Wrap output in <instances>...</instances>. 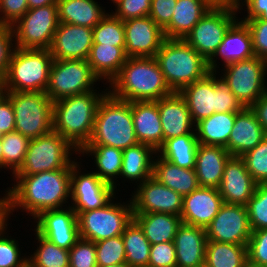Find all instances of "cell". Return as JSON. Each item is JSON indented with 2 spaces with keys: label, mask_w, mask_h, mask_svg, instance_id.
Instances as JSON below:
<instances>
[{
  "label": "cell",
  "mask_w": 267,
  "mask_h": 267,
  "mask_svg": "<svg viewBox=\"0 0 267 267\" xmlns=\"http://www.w3.org/2000/svg\"><path fill=\"white\" fill-rule=\"evenodd\" d=\"M7 187L10 215L19 210L34 219L46 210L70 206L71 166L32 175H13ZM65 204V205H64ZM32 217V218H31Z\"/></svg>",
  "instance_id": "1"
},
{
  "label": "cell",
  "mask_w": 267,
  "mask_h": 267,
  "mask_svg": "<svg viewBox=\"0 0 267 267\" xmlns=\"http://www.w3.org/2000/svg\"><path fill=\"white\" fill-rule=\"evenodd\" d=\"M108 91L127 102L157 101L174 93L154 57L127 58Z\"/></svg>",
  "instance_id": "2"
},
{
  "label": "cell",
  "mask_w": 267,
  "mask_h": 267,
  "mask_svg": "<svg viewBox=\"0 0 267 267\" xmlns=\"http://www.w3.org/2000/svg\"><path fill=\"white\" fill-rule=\"evenodd\" d=\"M53 102V130L68 140L78 151L91 138L96 111L108 87Z\"/></svg>",
  "instance_id": "3"
},
{
  "label": "cell",
  "mask_w": 267,
  "mask_h": 267,
  "mask_svg": "<svg viewBox=\"0 0 267 267\" xmlns=\"http://www.w3.org/2000/svg\"><path fill=\"white\" fill-rule=\"evenodd\" d=\"M138 143L131 102L116 98L108 91L98 105L93 132L85 145H106L125 150Z\"/></svg>",
  "instance_id": "4"
},
{
  "label": "cell",
  "mask_w": 267,
  "mask_h": 267,
  "mask_svg": "<svg viewBox=\"0 0 267 267\" xmlns=\"http://www.w3.org/2000/svg\"><path fill=\"white\" fill-rule=\"evenodd\" d=\"M154 58L173 92L179 93L210 73L208 61L184 39L166 38Z\"/></svg>",
  "instance_id": "5"
},
{
  "label": "cell",
  "mask_w": 267,
  "mask_h": 267,
  "mask_svg": "<svg viewBox=\"0 0 267 267\" xmlns=\"http://www.w3.org/2000/svg\"><path fill=\"white\" fill-rule=\"evenodd\" d=\"M179 94L185 99L194 124L214 113H239L245 108L217 72L185 86Z\"/></svg>",
  "instance_id": "6"
},
{
  "label": "cell",
  "mask_w": 267,
  "mask_h": 267,
  "mask_svg": "<svg viewBox=\"0 0 267 267\" xmlns=\"http://www.w3.org/2000/svg\"><path fill=\"white\" fill-rule=\"evenodd\" d=\"M53 61L49 49L15 47L2 78L8 92H46Z\"/></svg>",
  "instance_id": "7"
},
{
  "label": "cell",
  "mask_w": 267,
  "mask_h": 267,
  "mask_svg": "<svg viewBox=\"0 0 267 267\" xmlns=\"http://www.w3.org/2000/svg\"><path fill=\"white\" fill-rule=\"evenodd\" d=\"M115 195L101 208L88 211H75L77 214L80 238L98 242L120 236L133 219L131 199ZM116 199V200H115ZM123 200V202H122Z\"/></svg>",
  "instance_id": "8"
},
{
  "label": "cell",
  "mask_w": 267,
  "mask_h": 267,
  "mask_svg": "<svg viewBox=\"0 0 267 267\" xmlns=\"http://www.w3.org/2000/svg\"><path fill=\"white\" fill-rule=\"evenodd\" d=\"M77 155L79 151L58 132L52 130L48 134L30 139L24 162L14 175H32L69 168L79 159Z\"/></svg>",
  "instance_id": "9"
},
{
  "label": "cell",
  "mask_w": 267,
  "mask_h": 267,
  "mask_svg": "<svg viewBox=\"0 0 267 267\" xmlns=\"http://www.w3.org/2000/svg\"><path fill=\"white\" fill-rule=\"evenodd\" d=\"M216 72L245 108L267 92V61L257 56L232 62Z\"/></svg>",
  "instance_id": "10"
},
{
  "label": "cell",
  "mask_w": 267,
  "mask_h": 267,
  "mask_svg": "<svg viewBox=\"0 0 267 267\" xmlns=\"http://www.w3.org/2000/svg\"><path fill=\"white\" fill-rule=\"evenodd\" d=\"M15 114V131L35 139L53 130V101L45 92H8Z\"/></svg>",
  "instance_id": "11"
},
{
  "label": "cell",
  "mask_w": 267,
  "mask_h": 267,
  "mask_svg": "<svg viewBox=\"0 0 267 267\" xmlns=\"http://www.w3.org/2000/svg\"><path fill=\"white\" fill-rule=\"evenodd\" d=\"M98 84L100 79L93 73L87 60L54 59L45 93L55 102L96 90Z\"/></svg>",
  "instance_id": "12"
},
{
  "label": "cell",
  "mask_w": 267,
  "mask_h": 267,
  "mask_svg": "<svg viewBox=\"0 0 267 267\" xmlns=\"http://www.w3.org/2000/svg\"><path fill=\"white\" fill-rule=\"evenodd\" d=\"M59 24L57 4L29 9L12 26L19 49H49Z\"/></svg>",
  "instance_id": "13"
},
{
  "label": "cell",
  "mask_w": 267,
  "mask_h": 267,
  "mask_svg": "<svg viewBox=\"0 0 267 267\" xmlns=\"http://www.w3.org/2000/svg\"><path fill=\"white\" fill-rule=\"evenodd\" d=\"M81 162L85 160L79 158L71 165L70 206L74 211L101 208L119 193Z\"/></svg>",
  "instance_id": "14"
},
{
  "label": "cell",
  "mask_w": 267,
  "mask_h": 267,
  "mask_svg": "<svg viewBox=\"0 0 267 267\" xmlns=\"http://www.w3.org/2000/svg\"><path fill=\"white\" fill-rule=\"evenodd\" d=\"M237 8H211L184 39L207 61L217 51L230 26L239 18Z\"/></svg>",
  "instance_id": "15"
},
{
  "label": "cell",
  "mask_w": 267,
  "mask_h": 267,
  "mask_svg": "<svg viewBox=\"0 0 267 267\" xmlns=\"http://www.w3.org/2000/svg\"><path fill=\"white\" fill-rule=\"evenodd\" d=\"M205 231L209 241L247 245L252 234L247 207L223 203Z\"/></svg>",
  "instance_id": "16"
},
{
  "label": "cell",
  "mask_w": 267,
  "mask_h": 267,
  "mask_svg": "<svg viewBox=\"0 0 267 267\" xmlns=\"http://www.w3.org/2000/svg\"><path fill=\"white\" fill-rule=\"evenodd\" d=\"M133 213H168L180 216L183 196L153 176L134 187L129 195Z\"/></svg>",
  "instance_id": "17"
},
{
  "label": "cell",
  "mask_w": 267,
  "mask_h": 267,
  "mask_svg": "<svg viewBox=\"0 0 267 267\" xmlns=\"http://www.w3.org/2000/svg\"><path fill=\"white\" fill-rule=\"evenodd\" d=\"M30 222L38 234L67 250L80 238L77 214L71 206L43 211Z\"/></svg>",
  "instance_id": "18"
},
{
  "label": "cell",
  "mask_w": 267,
  "mask_h": 267,
  "mask_svg": "<svg viewBox=\"0 0 267 267\" xmlns=\"http://www.w3.org/2000/svg\"><path fill=\"white\" fill-rule=\"evenodd\" d=\"M127 57H155L166 39L163 30L149 17L123 21Z\"/></svg>",
  "instance_id": "19"
},
{
  "label": "cell",
  "mask_w": 267,
  "mask_h": 267,
  "mask_svg": "<svg viewBox=\"0 0 267 267\" xmlns=\"http://www.w3.org/2000/svg\"><path fill=\"white\" fill-rule=\"evenodd\" d=\"M93 45V28L59 23L49 48L57 60H87Z\"/></svg>",
  "instance_id": "20"
},
{
  "label": "cell",
  "mask_w": 267,
  "mask_h": 267,
  "mask_svg": "<svg viewBox=\"0 0 267 267\" xmlns=\"http://www.w3.org/2000/svg\"><path fill=\"white\" fill-rule=\"evenodd\" d=\"M252 36L246 23L240 17L230 26L217 51L208 60L210 72L218 71L220 66L254 57ZM218 59V60H217ZM221 60V62H219Z\"/></svg>",
  "instance_id": "21"
},
{
  "label": "cell",
  "mask_w": 267,
  "mask_h": 267,
  "mask_svg": "<svg viewBox=\"0 0 267 267\" xmlns=\"http://www.w3.org/2000/svg\"><path fill=\"white\" fill-rule=\"evenodd\" d=\"M257 183L239 156H231L225 164L223 177L217 188L224 203L246 206Z\"/></svg>",
  "instance_id": "22"
},
{
  "label": "cell",
  "mask_w": 267,
  "mask_h": 267,
  "mask_svg": "<svg viewBox=\"0 0 267 267\" xmlns=\"http://www.w3.org/2000/svg\"><path fill=\"white\" fill-rule=\"evenodd\" d=\"M223 203L217 188L199 186L190 194L183 196L180 214L182 223L206 228Z\"/></svg>",
  "instance_id": "23"
},
{
  "label": "cell",
  "mask_w": 267,
  "mask_h": 267,
  "mask_svg": "<svg viewBox=\"0 0 267 267\" xmlns=\"http://www.w3.org/2000/svg\"><path fill=\"white\" fill-rule=\"evenodd\" d=\"M163 143L174 137L196 134L185 99L177 92L158 100Z\"/></svg>",
  "instance_id": "24"
},
{
  "label": "cell",
  "mask_w": 267,
  "mask_h": 267,
  "mask_svg": "<svg viewBox=\"0 0 267 267\" xmlns=\"http://www.w3.org/2000/svg\"><path fill=\"white\" fill-rule=\"evenodd\" d=\"M156 154L157 151L152 146L144 143H138L123 150L122 169L119 179L113 185L114 190L117 193L121 191L119 189L120 179L122 185L125 184V181L130 185L135 183L134 188L153 176V161Z\"/></svg>",
  "instance_id": "25"
},
{
  "label": "cell",
  "mask_w": 267,
  "mask_h": 267,
  "mask_svg": "<svg viewBox=\"0 0 267 267\" xmlns=\"http://www.w3.org/2000/svg\"><path fill=\"white\" fill-rule=\"evenodd\" d=\"M173 242L177 267H204L207 244L205 228L182 223Z\"/></svg>",
  "instance_id": "26"
},
{
  "label": "cell",
  "mask_w": 267,
  "mask_h": 267,
  "mask_svg": "<svg viewBox=\"0 0 267 267\" xmlns=\"http://www.w3.org/2000/svg\"><path fill=\"white\" fill-rule=\"evenodd\" d=\"M265 137L266 133L255 113L250 107H246L241 112L236 113L234 125L225 148L231 156L241 157L244 153L256 147Z\"/></svg>",
  "instance_id": "27"
},
{
  "label": "cell",
  "mask_w": 267,
  "mask_h": 267,
  "mask_svg": "<svg viewBox=\"0 0 267 267\" xmlns=\"http://www.w3.org/2000/svg\"><path fill=\"white\" fill-rule=\"evenodd\" d=\"M131 109L138 142L150 145L157 151L163 145L158 100L131 102Z\"/></svg>",
  "instance_id": "28"
},
{
  "label": "cell",
  "mask_w": 267,
  "mask_h": 267,
  "mask_svg": "<svg viewBox=\"0 0 267 267\" xmlns=\"http://www.w3.org/2000/svg\"><path fill=\"white\" fill-rule=\"evenodd\" d=\"M231 155L223 146L199 144L196 152L195 172L200 187L218 188L225 164Z\"/></svg>",
  "instance_id": "29"
},
{
  "label": "cell",
  "mask_w": 267,
  "mask_h": 267,
  "mask_svg": "<svg viewBox=\"0 0 267 267\" xmlns=\"http://www.w3.org/2000/svg\"><path fill=\"white\" fill-rule=\"evenodd\" d=\"M211 8L205 0H177L171 22L163 30L165 38L185 39Z\"/></svg>",
  "instance_id": "30"
},
{
  "label": "cell",
  "mask_w": 267,
  "mask_h": 267,
  "mask_svg": "<svg viewBox=\"0 0 267 267\" xmlns=\"http://www.w3.org/2000/svg\"><path fill=\"white\" fill-rule=\"evenodd\" d=\"M97 0H58L59 23L94 28L108 13Z\"/></svg>",
  "instance_id": "31"
},
{
  "label": "cell",
  "mask_w": 267,
  "mask_h": 267,
  "mask_svg": "<svg viewBox=\"0 0 267 267\" xmlns=\"http://www.w3.org/2000/svg\"><path fill=\"white\" fill-rule=\"evenodd\" d=\"M122 153L123 150L111 146L84 145L79 150L78 157H91L93 160L90 161L92 162L91 165L96 168L90 167L89 169H94L91 171L97 174L103 181L113 186L120 177Z\"/></svg>",
  "instance_id": "32"
},
{
  "label": "cell",
  "mask_w": 267,
  "mask_h": 267,
  "mask_svg": "<svg viewBox=\"0 0 267 267\" xmlns=\"http://www.w3.org/2000/svg\"><path fill=\"white\" fill-rule=\"evenodd\" d=\"M127 58L125 47L93 44L87 61L93 73L108 86L119 74Z\"/></svg>",
  "instance_id": "33"
},
{
  "label": "cell",
  "mask_w": 267,
  "mask_h": 267,
  "mask_svg": "<svg viewBox=\"0 0 267 267\" xmlns=\"http://www.w3.org/2000/svg\"><path fill=\"white\" fill-rule=\"evenodd\" d=\"M153 177L181 196L188 195L199 187L195 169L181 168L158 154L153 161Z\"/></svg>",
  "instance_id": "34"
},
{
  "label": "cell",
  "mask_w": 267,
  "mask_h": 267,
  "mask_svg": "<svg viewBox=\"0 0 267 267\" xmlns=\"http://www.w3.org/2000/svg\"><path fill=\"white\" fill-rule=\"evenodd\" d=\"M133 219L140 225L151 245L174 241L180 216L168 213H133Z\"/></svg>",
  "instance_id": "35"
},
{
  "label": "cell",
  "mask_w": 267,
  "mask_h": 267,
  "mask_svg": "<svg viewBox=\"0 0 267 267\" xmlns=\"http://www.w3.org/2000/svg\"><path fill=\"white\" fill-rule=\"evenodd\" d=\"M236 118L235 112L214 113L195 124L199 144L226 147Z\"/></svg>",
  "instance_id": "36"
},
{
  "label": "cell",
  "mask_w": 267,
  "mask_h": 267,
  "mask_svg": "<svg viewBox=\"0 0 267 267\" xmlns=\"http://www.w3.org/2000/svg\"><path fill=\"white\" fill-rule=\"evenodd\" d=\"M198 145L196 134H186L166 140L157 154L181 168L195 169Z\"/></svg>",
  "instance_id": "37"
},
{
  "label": "cell",
  "mask_w": 267,
  "mask_h": 267,
  "mask_svg": "<svg viewBox=\"0 0 267 267\" xmlns=\"http://www.w3.org/2000/svg\"><path fill=\"white\" fill-rule=\"evenodd\" d=\"M126 264L130 267H148L151 244L140 225L132 219L122 233Z\"/></svg>",
  "instance_id": "38"
},
{
  "label": "cell",
  "mask_w": 267,
  "mask_h": 267,
  "mask_svg": "<svg viewBox=\"0 0 267 267\" xmlns=\"http://www.w3.org/2000/svg\"><path fill=\"white\" fill-rule=\"evenodd\" d=\"M247 245L207 240L204 267H243Z\"/></svg>",
  "instance_id": "39"
},
{
  "label": "cell",
  "mask_w": 267,
  "mask_h": 267,
  "mask_svg": "<svg viewBox=\"0 0 267 267\" xmlns=\"http://www.w3.org/2000/svg\"><path fill=\"white\" fill-rule=\"evenodd\" d=\"M35 250L28 255V267H69V250L50 242L35 230ZM37 242H36V241Z\"/></svg>",
  "instance_id": "40"
},
{
  "label": "cell",
  "mask_w": 267,
  "mask_h": 267,
  "mask_svg": "<svg viewBox=\"0 0 267 267\" xmlns=\"http://www.w3.org/2000/svg\"><path fill=\"white\" fill-rule=\"evenodd\" d=\"M3 169L13 176L22 166L30 139L19 132H11L1 136ZM12 173H10V172Z\"/></svg>",
  "instance_id": "41"
},
{
  "label": "cell",
  "mask_w": 267,
  "mask_h": 267,
  "mask_svg": "<svg viewBox=\"0 0 267 267\" xmlns=\"http://www.w3.org/2000/svg\"><path fill=\"white\" fill-rule=\"evenodd\" d=\"M93 44L125 47V29L123 21L109 12L93 28Z\"/></svg>",
  "instance_id": "42"
},
{
  "label": "cell",
  "mask_w": 267,
  "mask_h": 267,
  "mask_svg": "<svg viewBox=\"0 0 267 267\" xmlns=\"http://www.w3.org/2000/svg\"><path fill=\"white\" fill-rule=\"evenodd\" d=\"M9 228L7 226L0 233V267H28V255L22 253L23 246L14 235L8 233Z\"/></svg>",
  "instance_id": "43"
},
{
  "label": "cell",
  "mask_w": 267,
  "mask_h": 267,
  "mask_svg": "<svg viewBox=\"0 0 267 267\" xmlns=\"http://www.w3.org/2000/svg\"><path fill=\"white\" fill-rule=\"evenodd\" d=\"M247 171L257 184H267V135L253 149L241 156Z\"/></svg>",
  "instance_id": "44"
},
{
  "label": "cell",
  "mask_w": 267,
  "mask_h": 267,
  "mask_svg": "<svg viewBox=\"0 0 267 267\" xmlns=\"http://www.w3.org/2000/svg\"><path fill=\"white\" fill-rule=\"evenodd\" d=\"M95 246L97 266L126 263L122 235L98 241L95 243Z\"/></svg>",
  "instance_id": "45"
},
{
  "label": "cell",
  "mask_w": 267,
  "mask_h": 267,
  "mask_svg": "<svg viewBox=\"0 0 267 267\" xmlns=\"http://www.w3.org/2000/svg\"><path fill=\"white\" fill-rule=\"evenodd\" d=\"M246 207L252 231L267 228V184H257Z\"/></svg>",
  "instance_id": "46"
},
{
  "label": "cell",
  "mask_w": 267,
  "mask_h": 267,
  "mask_svg": "<svg viewBox=\"0 0 267 267\" xmlns=\"http://www.w3.org/2000/svg\"><path fill=\"white\" fill-rule=\"evenodd\" d=\"M69 267H97L95 242L79 238L69 249Z\"/></svg>",
  "instance_id": "47"
},
{
  "label": "cell",
  "mask_w": 267,
  "mask_h": 267,
  "mask_svg": "<svg viewBox=\"0 0 267 267\" xmlns=\"http://www.w3.org/2000/svg\"><path fill=\"white\" fill-rule=\"evenodd\" d=\"M152 0H120L111 13L122 21L149 16Z\"/></svg>",
  "instance_id": "48"
},
{
  "label": "cell",
  "mask_w": 267,
  "mask_h": 267,
  "mask_svg": "<svg viewBox=\"0 0 267 267\" xmlns=\"http://www.w3.org/2000/svg\"><path fill=\"white\" fill-rule=\"evenodd\" d=\"M247 260L267 267V228L252 231L247 243Z\"/></svg>",
  "instance_id": "49"
},
{
  "label": "cell",
  "mask_w": 267,
  "mask_h": 267,
  "mask_svg": "<svg viewBox=\"0 0 267 267\" xmlns=\"http://www.w3.org/2000/svg\"><path fill=\"white\" fill-rule=\"evenodd\" d=\"M241 20L250 30L255 56L267 61V21L259 18Z\"/></svg>",
  "instance_id": "50"
},
{
  "label": "cell",
  "mask_w": 267,
  "mask_h": 267,
  "mask_svg": "<svg viewBox=\"0 0 267 267\" xmlns=\"http://www.w3.org/2000/svg\"><path fill=\"white\" fill-rule=\"evenodd\" d=\"M173 241L151 245L148 267H177Z\"/></svg>",
  "instance_id": "51"
},
{
  "label": "cell",
  "mask_w": 267,
  "mask_h": 267,
  "mask_svg": "<svg viewBox=\"0 0 267 267\" xmlns=\"http://www.w3.org/2000/svg\"><path fill=\"white\" fill-rule=\"evenodd\" d=\"M28 10L27 0H0V23L12 26Z\"/></svg>",
  "instance_id": "52"
},
{
  "label": "cell",
  "mask_w": 267,
  "mask_h": 267,
  "mask_svg": "<svg viewBox=\"0 0 267 267\" xmlns=\"http://www.w3.org/2000/svg\"><path fill=\"white\" fill-rule=\"evenodd\" d=\"M177 0H152L149 17L164 30L171 22Z\"/></svg>",
  "instance_id": "53"
},
{
  "label": "cell",
  "mask_w": 267,
  "mask_h": 267,
  "mask_svg": "<svg viewBox=\"0 0 267 267\" xmlns=\"http://www.w3.org/2000/svg\"><path fill=\"white\" fill-rule=\"evenodd\" d=\"M14 49L15 44L11 26L0 23V74L2 76L8 69Z\"/></svg>",
  "instance_id": "54"
},
{
  "label": "cell",
  "mask_w": 267,
  "mask_h": 267,
  "mask_svg": "<svg viewBox=\"0 0 267 267\" xmlns=\"http://www.w3.org/2000/svg\"><path fill=\"white\" fill-rule=\"evenodd\" d=\"M244 7V8H243ZM238 13L243 15L240 19H256L267 21V0H240ZM245 9V10H244ZM244 10V13L242 12ZM241 11V12H240Z\"/></svg>",
  "instance_id": "55"
},
{
  "label": "cell",
  "mask_w": 267,
  "mask_h": 267,
  "mask_svg": "<svg viewBox=\"0 0 267 267\" xmlns=\"http://www.w3.org/2000/svg\"><path fill=\"white\" fill-rule=\"evenodd\" d=\"M15 131V114L12 103L6 97L0 104V135Z\"/></svg>",
  "instance_id": "56"
},
{
  "label": "cell",
  "mask_w": 267,
  "mask_h": 267,
  "mask_svg": "<svg viewBox=\"0 0 267 267\" xmlns=\"http://www.w3.org/2000/svg\"><path fill=\"white\" fill-rule=\"evenodd\" d=\"M260 125L267 135V92L261 96L251 107Z\"/></svg>",
  "instance_id": "57"
},
{
  "label": "cell",
  "mask_w": 267,
  "mask_h": 267,
  "mask_svg": "<svg viewBox=\"0 0 267 267\" xmlns=\"http://www.w3.org/2000/svg\"><path fill=\"white\" fill-rule=\"evenodd\" d=\"M5 192V193H4ZM3 192L4 196L0 195V233L11 223L9 220L11 219L9 204L7 201V192L6 190Z\"/></svg>",
  "instance_id": "58"
},
{
  "label": "cell",
  "mask_w": 267,
  "mask_h": 267,
  "mask_svg": "<svg viewBox=\"0 0 267 267\" xmlns=\"http://www.w3.org/2000/svg\"><path fill=\"white\" fill-rule=\"evenodd\" d=\"M213 8H238L240 0H205Z\"/></svg>",
  "instance_id": "59"
},
{
  "label": "cell",
  "mask_w": 267,
  "mask_h": 267,
  "mask_svg": "<svg viewBox=\"0 0 267 267\" xmlns=\"http://www.w3.org/2000/svg\"><path fill=\"white\" fill-rule=\"evenodd\" d=\"M58 0H27L29 9L57 4Z\"/></svg>",
  "instance_id": "60"
},
{
  "label": "cell",
  "mask_w": 267,
  "mask_h": 267,
  "mask_svg": "<svg viewBox=\"0 0 267 267\" xmlns=\"http://www.w3.org/2000/svg\"><path fill=\"white\" fill-rule=\"evenodd\" d=\"M8 90L5 87V83L3 79L0 80V104L3 102V100L7 97Z\"/></svg>",
  "instance_id": "61"
},
{
  "label": "cell",
  "mask_w": 267,
  "mask_h": 267,
  "mask_svg": "<svg viewBox=\"0 0 267 267\" xmlns=\"http://www.w3.org/2000/svg\"><path fill=\"white\" fill-rule=\"evenodd\" d=\"M3 149H2V138L0 135V172L3 169V153H2Z\"/></svg>",
  "instance_id": "62"
},
{
  "label": "cell",
  "mask_w": 267,
  "mask_h": 267,
  "mask_svg": "<svg viewBox=\"0 0 267 267\" xmlns=\"http://www.w3.org/2000/svg\"><path fill=\"white\" fill-rule=\"evenodd\" d=\"M243 267H266V266L257 265V264L251 263L247 260Z\"/></svg>",
  "instance_id": "63"
},
{
  "label": "cell",
  "mask_w": 267,
  "mask_h": 267,
  "mask_svg": "<svg viewBox=\"0 0 267 267\" xmlns=\"http://www.w3.org/2000/svg\"><path fill=\"white\" fill-rule=\"evenodd\" d=\"M97 267H130L126 263H121V264H115V265H110V266H97Z\"/></svg>",
  "instance_id": "64"
},
{
  "label": "cell",
  "mask_w": 267,
  "mask_h": 267,
  "mask_svg": "<svg viewBox=\"0 0 267 267\" xmlns=\"http://www.w3.org/2000/svg\"><path fill=\"white\" fill-rule=\"evenodd\" d=\"M111 2L110 3H113V6L117 3V2H119L120 0H110Z\"/></svg>",
  "instance_id": "65"
}]
</instances>
